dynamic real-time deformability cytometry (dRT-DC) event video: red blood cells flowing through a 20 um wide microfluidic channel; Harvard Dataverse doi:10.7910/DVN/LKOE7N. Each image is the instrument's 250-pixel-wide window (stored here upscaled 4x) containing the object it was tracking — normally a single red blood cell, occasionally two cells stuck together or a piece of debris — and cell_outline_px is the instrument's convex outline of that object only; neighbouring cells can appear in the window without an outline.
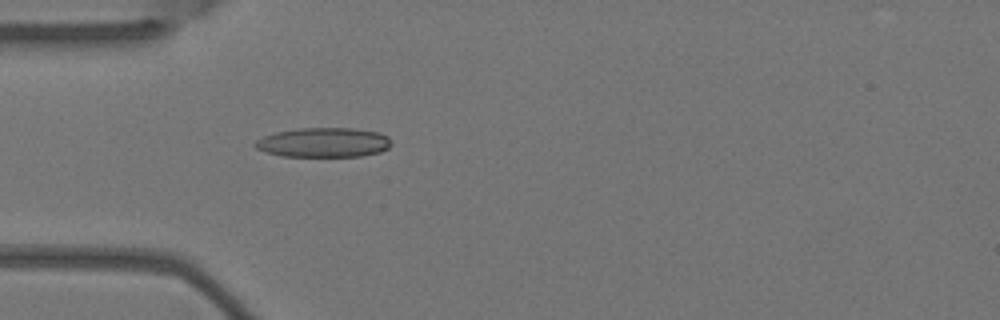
{"species": "Egyptian fruit bat (a non-hibernating species)", "species_latin": "Rousettus aegyptiacus", "temperature_condition": "warm", "stored_images_in_passage": 5, "camera_frame_rate_fps": 3000, "um_per_image_px": 0.085, "animal": {"sex": "female"}, "frame": {"image": 1, "passage_image": 5, "time_ms": 1.333, "image_size_px": [1000, 320], "cell_outline_px": [[392, 144], [388, 148], [380, 152], [360, 156], [280, 156], [256, 148], [252, 144], [256, 140], [264, 136], [276, 132], [300, 128], [352, 128], [380, 132], [388, 136]], "centroid_in_image_um": [27.53, 12.1], "position_along_channel_um": 57.5, "area_um2": 23.47}}